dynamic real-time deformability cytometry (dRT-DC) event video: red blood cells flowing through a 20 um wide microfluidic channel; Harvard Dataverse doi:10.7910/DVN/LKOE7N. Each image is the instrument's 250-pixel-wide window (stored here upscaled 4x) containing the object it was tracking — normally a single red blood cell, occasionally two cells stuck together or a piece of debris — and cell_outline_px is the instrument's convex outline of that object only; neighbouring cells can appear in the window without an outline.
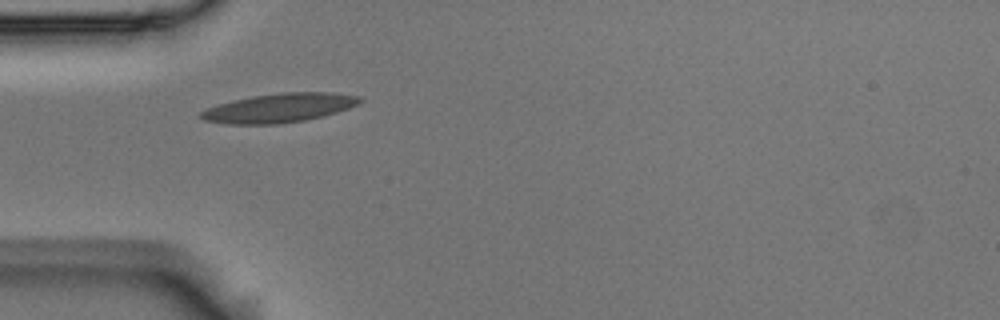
{"species": "Egyptian fruit bat (a non-hibernating species)", "species_latin": "Rousettus aegyptiacus", "temperature_condition": "room temperature", "stored_images_in_passage": 1, "camera_frame_rate_fps": 3000, "um_per_image_px": 0.085, "animal": {"sex": "male"}, "frame": {"image": 1, "passage_image": 1, "time_ms": 0.0, "image_size_px": [1000, 320], "cell_outline_px": [[364, 100], [348, 108], [336, 112], [304, 120], [276, 124], [228, 124], [204, 120], [200, 116], [200, 112], [208, 108], [232, 100], [252, 96], [280, 92], [332, 92], [360, 96]], "centroid_in_image_um": [23.74, 9.16], "position_along_channel_um": 61.3, "area_um2": 26.65}}